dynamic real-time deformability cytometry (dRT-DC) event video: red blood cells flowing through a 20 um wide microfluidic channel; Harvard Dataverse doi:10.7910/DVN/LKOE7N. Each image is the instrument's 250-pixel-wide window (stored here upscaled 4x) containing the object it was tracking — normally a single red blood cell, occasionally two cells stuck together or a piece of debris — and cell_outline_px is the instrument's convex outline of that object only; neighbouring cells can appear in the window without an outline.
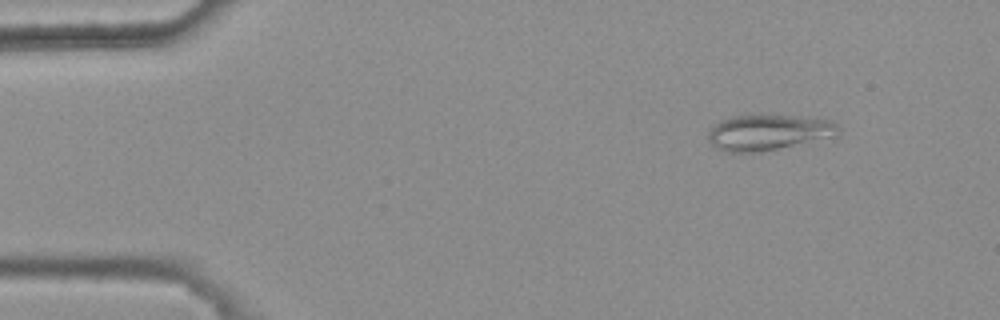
{"species": "common noctule bat (a hibernating species)", "species_latin": "Nyctalus noctula", "temperature_condition": "warm", "stored_images_in_passage": 8, "camera_frame_rate_fps": 3000, "um_per_image_px": 0.085, "animal": {"sex": "female", "body_mass_g": 25.1}, "frame": {"image": 1, "passage_image": 1, "time_ms": 0.0, "image_size_px": [1000, 320], "cell_outline_px": [[840, 128], [836, 136], [756, 152], [728, 152], [716, 148], [708, 140], [708, 132], [720, 120], [732, 116], [800, 116], [832, 120]], "centroid_in_image_um": [65.31, 11.25], "position_along_channel_um": 19.7, "area_um2": 26.53}}
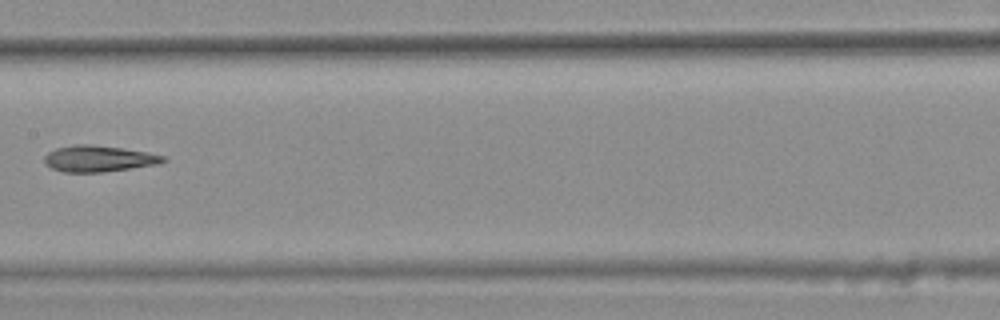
{"frame": {"image": 2, "passage_image": 7, "time_ms": 2.0, "image_size_px": [1000, 320], "cell_outline_px": [[168, 160], [160, 164], [100, 172], [64, 172], [52, 168], [44, 160], [44, 156], [48, 152], [56, 148], [72, 144], [92, 144], [120, 148], [144, 152], [164, 156]], "centroid_in_image_um": [8.37, 13.48], "position_along_channel_um": 199.0, "area_um2": 17.98}}
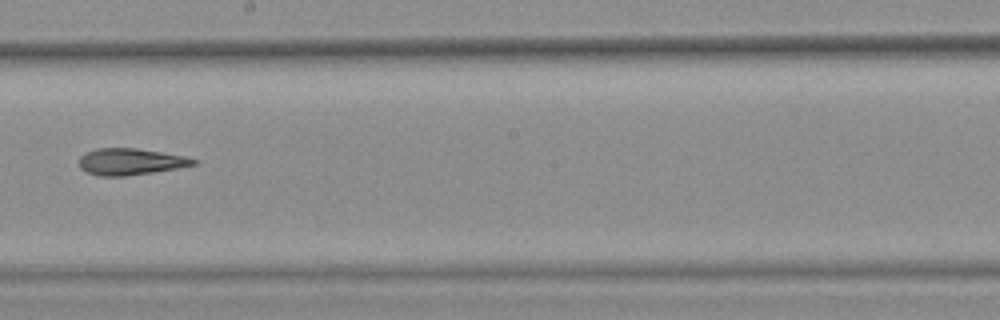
{"frame": {"image": 3, "passage_image": 8, "time_ms": 2.333, "image_size_px": [1000, 320], "cell_outline_px": [[196, 164], [176, 168], [152, 172], [124, 176], [96, 176], [80, 168], [80, 156], [84, 152], [96, 148], [136, 148], [184, 156], [196, 160]], "centroid_in_image_um": [11.03, 13.74], "position_along_channel_um": 237.2, "area_um2": 17.51}}